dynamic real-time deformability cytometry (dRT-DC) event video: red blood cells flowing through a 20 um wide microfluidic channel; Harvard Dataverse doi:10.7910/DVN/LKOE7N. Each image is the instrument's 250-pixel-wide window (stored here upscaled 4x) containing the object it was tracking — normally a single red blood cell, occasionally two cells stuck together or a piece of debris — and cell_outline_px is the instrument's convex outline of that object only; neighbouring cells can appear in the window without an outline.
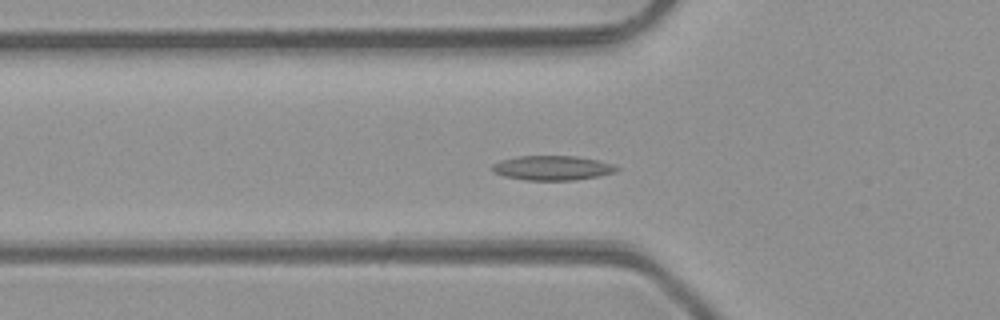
{"species": "common noctule bat (a hibernating species)", "species_latin": "Nyctalus noctula", "temperature_condition": "room temperature", "stored_images_in_passage": 50, "camera_frame_rate_fps": 3000, "um_per_image_px": 0.085, "animal": {"sex": "male", "body_mass_g": 23.1, "forearm_length_mm": 52.7}, "frame": {"image": 1, "passage_image": 17, "time_ms": 5.333, "image_size_px": [1000, 320], "cell_outline_px": [[620, 168], [616, 172], [600, 176], [572, 180], [524, 180], [504, 176], [492, 172], [492, 164], [500, 160], [516, 156], [576, 156], [616, 164]], "centroid_in_image_um": [46.96, 14.27], "position_along_channel_um": 78.8, "area_um2": 17.98}}
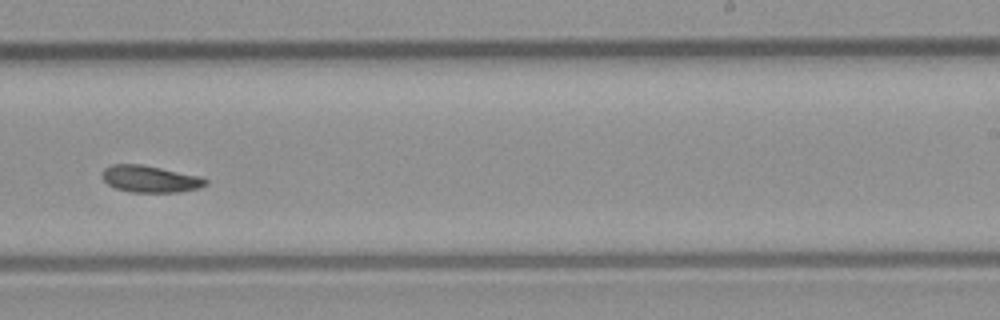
{"frame": {"image": 2, "passage_image": 31, "time_ms": 10.0, "image_size_px": [1000, 320], "cell_outline_px": [[208, 184], [200, 188], [180, 192], [128, 192], [116, 188], [108, 184], [104, 180], [104, 168], [112, 164], [140, 164], [200, 176], [208, 180]], "centroid_in_image_um": [12.8, 15.22], "position_along_channel_um": 276.2, "area_um2": 16.07}}
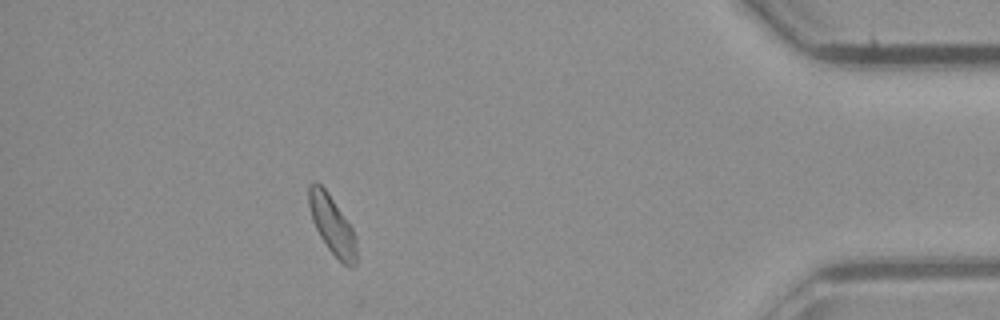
{"frame": {"image": 3, "passage_image": 44, "time_ms": 14.333, "image_size_px": [1000, 320], "cell_outline_px": [[356, 264], [352, 268], [344, 264], [328, 248], [320, 236], [312, 220], [308, 204], [308, 184], [316, 180], [328, 192], [352, 228], [356, 236]], "centroid_in_image_um": [28.22, 19.09], "position_along_channel_um": 407.0, "area_um2": 16.18}, "authors_computed_cell_mechanics": {"area_um2": 16.762, "velocity_mm_per_s": 4.2221, "shape_relaxation_time_tau1_ms": 3.7705, "shape_relaxation_time_tau2_ms": null, "deformation_change_tau1": 0.0787, "deformation_change_tau2": null}}